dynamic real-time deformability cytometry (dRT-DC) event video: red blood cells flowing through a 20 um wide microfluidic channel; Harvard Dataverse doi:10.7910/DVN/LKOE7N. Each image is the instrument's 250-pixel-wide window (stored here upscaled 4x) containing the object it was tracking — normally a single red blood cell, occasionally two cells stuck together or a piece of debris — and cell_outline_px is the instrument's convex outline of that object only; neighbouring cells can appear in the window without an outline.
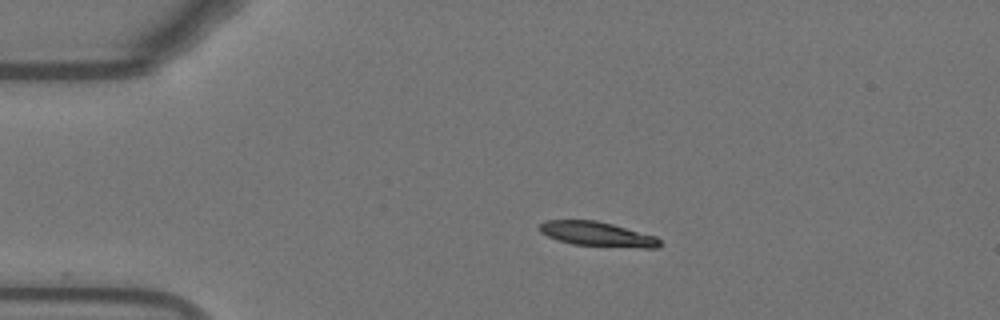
{"species": "Egyptian fruit bat (a non-hibernating species)", "species_latin": "Rousettus aegyptiacus", "temperature_condition": "warm", "stored_images_in_passage": 44, "camera_frame_rate_fps": 3000, "um_per_image_px": 0.085, "animal": {"sex": "female"}, "frame": {"image": 1, "passage_image": 1, "time_ms": 0.0, "image_size_px": [1000, 320], "cell_outline_px": [[664, 244], [660, 248], [640, 248], [572, 244], [556, 240], [540, 232], [540, 224], [544, 220], [596, 220], [612, 224], [656, 236]], "centroid_in_image_um": [50.81, 19.91], "position_along_channel_um": 34.2, "area_um2": 17.34}}
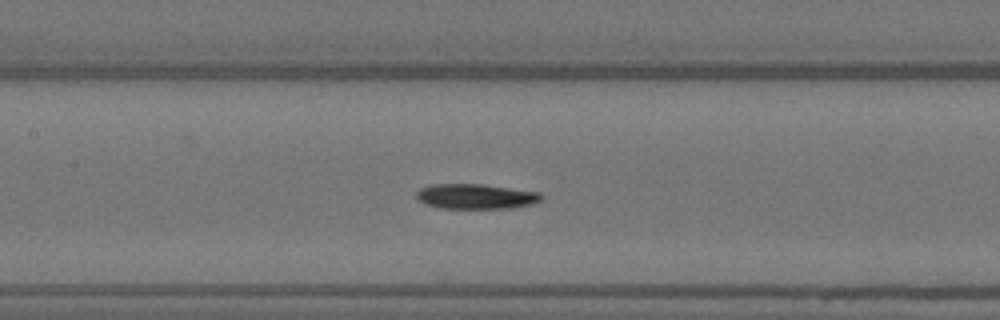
{"frame": {"image": 2, "passage_image": 15, "time_ms": 4.667, "image_size_px": [1000, 320], "cell_outline_px": [[544, 196], [536, 204], [512, 208], [440, 208], [424, 204], [416, 196], [416, 192], [420, 188], [436, 184], [484, 184], [540, 192]], "centroid_in_image_um": [40.49, 16.7], "position_along_channel_um": 166.9, "area_um2": 18.38}}
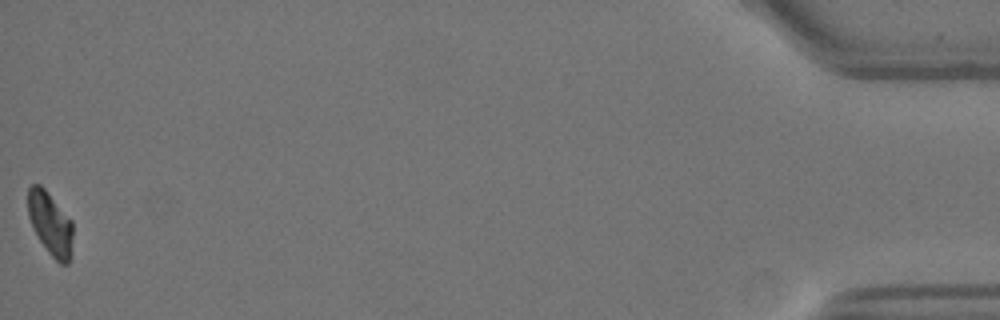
{"frame": {"image": 3, "passage_image": 44, "time_ms": 14.333, "image_size_px": [1000, 320], "cell_outline_px": [[72, 256], [68, 264], [60, 264], [48, 252], [40, 240], [28, 216], [28, 188], [32, 184], [40, 184], [44, 188], [72, 220]], "centroid_in_image_um": [4.3, 19.02], "position_along_channel_um": 430.9, "area_um2": 16.47}}